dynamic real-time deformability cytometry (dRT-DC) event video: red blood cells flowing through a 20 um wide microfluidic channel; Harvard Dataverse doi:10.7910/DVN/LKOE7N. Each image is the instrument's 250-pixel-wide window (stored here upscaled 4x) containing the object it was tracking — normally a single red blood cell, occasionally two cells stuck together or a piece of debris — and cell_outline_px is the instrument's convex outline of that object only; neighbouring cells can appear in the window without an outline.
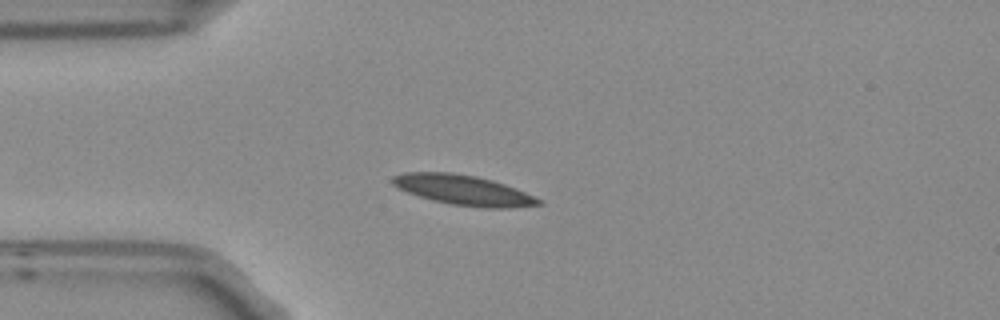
{"species": "Egyptian fruit bat (a non-hibernating species)", "species_latin": "Rousettus aegyptiacus", "temperature_condition": "room temperature", "stored_images_in_passage": 3, "camera_frame_rate_fps": 3000, "um_per_image_px": 0.085, "frame": {"image": 1, "passage_image": 3, "time_ms": 0.667, "image_size_px": [1000, 320], "cell_outline_px": [[544, 204], [508, 208], [484, 208], [452, 204], [432, 200], [396, 188], [392, 184], [392, 176], [404, 172], [452, 172], [476, 176], [492, 180], [516, 188], [544, 200]], "centroid_in_image_um": [39.41, 16.15], "position_along_channel_um": 45.6, "area_um2": 25.66}}